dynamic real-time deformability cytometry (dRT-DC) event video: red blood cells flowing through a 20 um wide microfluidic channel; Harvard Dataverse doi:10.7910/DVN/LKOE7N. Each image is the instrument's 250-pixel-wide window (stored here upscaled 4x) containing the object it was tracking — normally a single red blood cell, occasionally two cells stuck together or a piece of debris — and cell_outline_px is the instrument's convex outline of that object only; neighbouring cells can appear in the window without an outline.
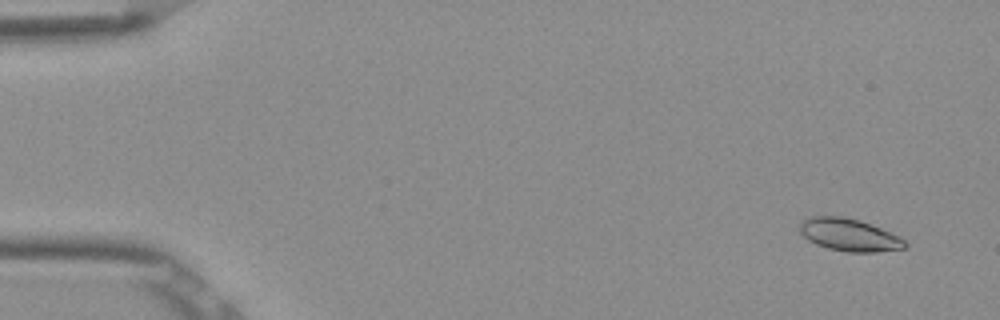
{"species": "Egyptian fruit bat (a non-hibernating species)", "species_latin": "Rousettus aegyptiacus", "temperature_condition": "room temperature", "stored_images_in_passage": 5, "camera_frame_rate_fps": 3000, "um_per_image_px": 0.085, "frame": {"image": 1, "passage_image": 1, "time_ms": 0.0, "image_size_px": [1000, 320], "cell_outline_px": [[908, 244], [904, 248], [876, 252], [848, 252], [828, 248], [816, 244], [808, 240], [800, 232], [800, 220], [808, 216], [844, 216], [860, 220], [900, 236]], "centroid_in_image_um": [72.16, 19.95], "position_along_channel_um": 12.8, "area_um2": 20.0}}
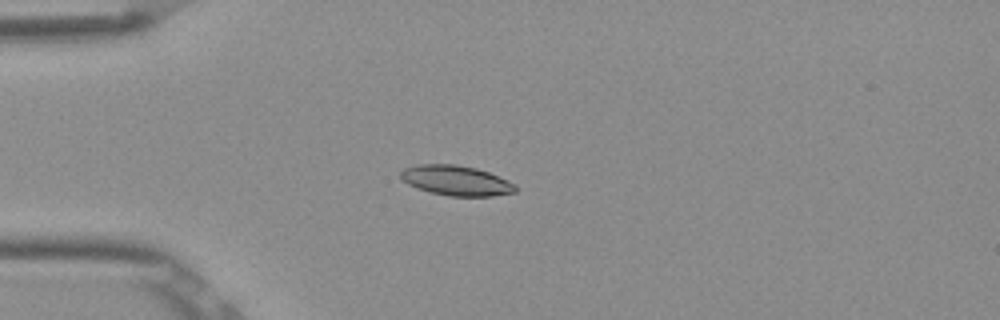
{"frame": {"image": 2, "passage_image": 4, "time_ms": 1.0, "image_size_px": [1000, 320], "cell_outline_px": [[516, 192], [492, 196], [448, 196], [432, 192], [408, 184], [400, 176], [400, 172], [404, 168], [416, 164], [456, 164], [476, 168], [488, 172], [508, 180], [516, 184]], "centroid_in_image_um": [38.79, 15.33], "position_along_channel_um": 46.2, "area_um2": 20.0}}